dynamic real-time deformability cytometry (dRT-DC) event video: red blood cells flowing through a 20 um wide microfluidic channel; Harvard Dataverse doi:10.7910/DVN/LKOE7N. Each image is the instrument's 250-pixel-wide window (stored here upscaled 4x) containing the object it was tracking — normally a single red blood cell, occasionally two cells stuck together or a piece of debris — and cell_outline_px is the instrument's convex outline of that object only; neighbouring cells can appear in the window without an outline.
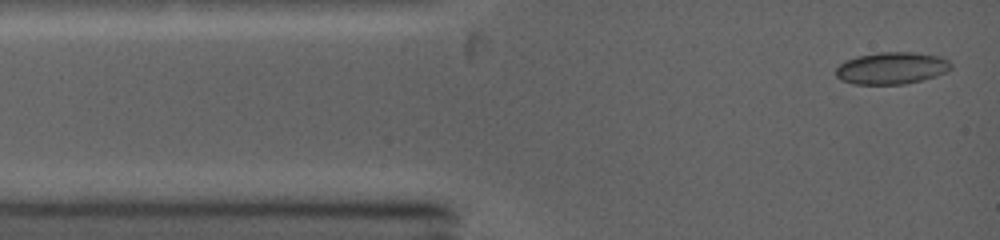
{"species": "common noctule bat (a hibernating species)", "species_latin": "Nyctalus noctula", "temperature_condition": "warm", "stored_images_in_passage": 31, "camera_frame_rate_fps": 5000, "um_per_image_px": 0.085, "animal": {"sex": "female", "body_mass_g": 19.0, "forearm_length_mm": 53.3}, "frame": {"image": 1, "passage_image": 1, "time_ms": 0.0, "image_size_px": [1000, 240], "cell_outline_px": [[952, 68], [948, 72], [936, 76], [904, 84], [852, 84], [840, 80], [836, 76], [836, 68], [844, 60], [856, 56], [876, 52], [912, 52], [940, 56], [948, 60], [952, 64]], "centroid_in_image_um": [75.78, 5.78], "position_along_channel_um": 9.2, "area_um2": 21.73}}
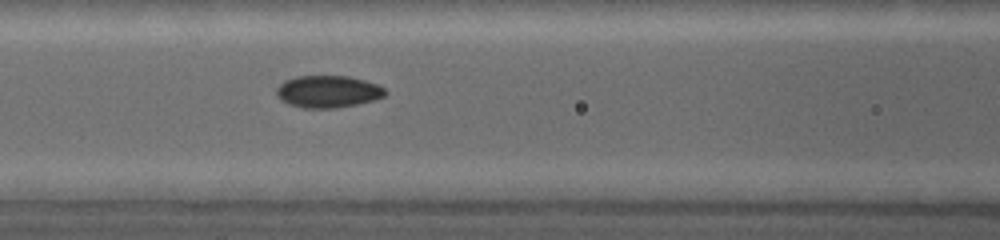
{"frame": {"image": 2, "passage_image": 11, "time_ms": 4.2, "image_size_px": [1000, 240], "cell_outline_px": [[388, 92], [384, 96], [372, 100], [356, 104], [336, 108], [304, 108], [288, 104], [280, 100], [276, 96], [276, 88], [284, 80], [296, 76], [348, 76], [364, 80], [376, 84], [384, 88]], "centroid_in_image_um": [27.83, 7.78], "position_along_channel_um": 138.8, "area_um2": 20.4}}
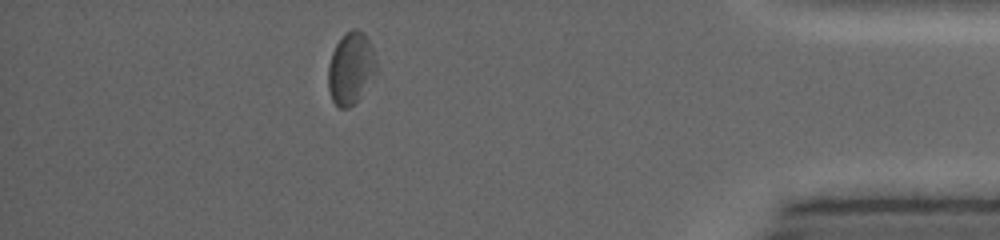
{"frame": {"image": 3, "passage_image": 30, "time_ms": 11.6, "image_size_px": [1000, 240], "cell_outline_px": [[376, 76], [356, 100], [348, 108], [340, 108], [332, 100], [328, 88], [328, 64], [332, 52], [336, 44], [352, 28], [356, 28], [368, 40], [372, 48], [376, 60]], "centroid_in_image_um": [29.81, 5.83], "position_along_channel_um": 405.4, "area_um2": 19.88}}